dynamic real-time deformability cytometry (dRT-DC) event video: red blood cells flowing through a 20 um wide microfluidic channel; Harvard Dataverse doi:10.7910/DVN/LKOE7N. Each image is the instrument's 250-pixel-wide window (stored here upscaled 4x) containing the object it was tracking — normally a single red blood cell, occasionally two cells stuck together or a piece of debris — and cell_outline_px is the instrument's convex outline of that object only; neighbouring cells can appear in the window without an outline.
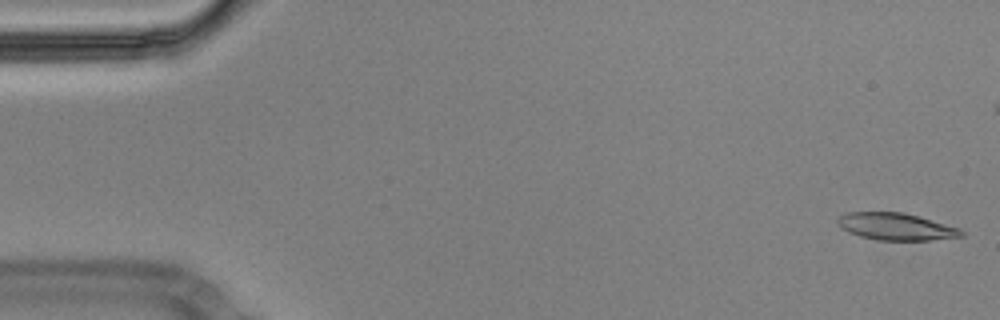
{"species": "Egyptian fruit bat (a non-hibernating species)", "species_latin": "Rousettus aegyptiacus", "temperature_condition": "cold", "stored_images_in_passage": 56, "camera_frame_rate_fps": 3000, "um_per_image_px": 0.085, "animal": {"sex": "male"}, "frame": {"image": 1, "passage_image": 1, "time_ms": 0.0, "image_size_px": [1000, 320], "cell_outline_px": [[964, 236], [928, 240], [880, 240], [860, 236], [848, 232], [840, 228], [836, 220], [836, 216], [848, 212], [904, 212], [960, 228], [964, 232]], "centroid_in_image_um": [76.12, 19.25], "position_along_channel_um": 8.9, "area_um2": 19.59}}
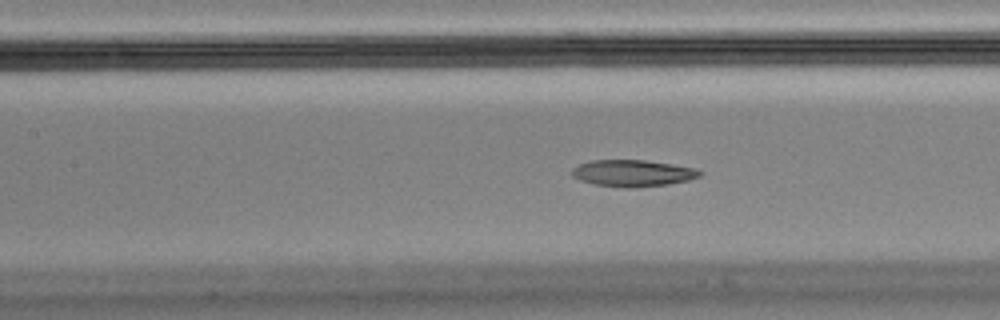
{"frame": {"image": 2, "passage_image": 24, "time_ms": 7.667, "image_size_px": [1000, 320], "cell_outline_px": [[704, 172], [700, 176], [688, 180], [668, 184], [632, 188], [624, 188], [596, 184], [580, 180], [572, 176], [572, 168], [580, 164], [592, 160], [644, 160], [696, 168]], "centroid_in_image_um": [53.79, 14.72], "position_along_channel_um": 153.6, "area_um2": 19.77}}
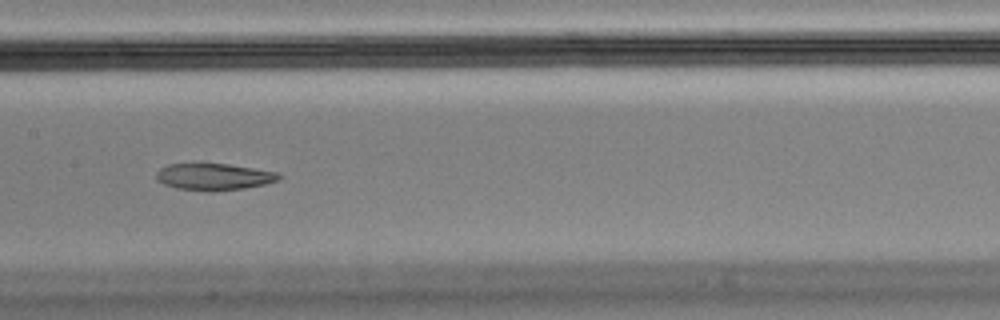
{"frame": {"image": 3, "passage_image": 27, "time_ms": 8.667, "image_size_px": [1000, 320], "cell_outline_px": [[284, 176], [280, 180], [264, 184], [244, 188], [212, 192], [208, 192], [176, 188], [164, 184], [156, 180], [156, 172], [160, 168], [168, 164], [228, 164], [276, 172]], "centroid_in_image_um": [18.17, 15.04], "position_along_channel_um": 189.2, "area_um2": 19.19}, "authors_computed_cell_mechanics": {"area_um2": 20.6924, "velocity_mm_per_s": 3.5649, "shape_relaxation_time_tau1_ms": null, "shape_relaxation_time_tau2_ms": 2.9535, "deformation_change_tau1": null, "deformation_change_tau2": 0.0937}}